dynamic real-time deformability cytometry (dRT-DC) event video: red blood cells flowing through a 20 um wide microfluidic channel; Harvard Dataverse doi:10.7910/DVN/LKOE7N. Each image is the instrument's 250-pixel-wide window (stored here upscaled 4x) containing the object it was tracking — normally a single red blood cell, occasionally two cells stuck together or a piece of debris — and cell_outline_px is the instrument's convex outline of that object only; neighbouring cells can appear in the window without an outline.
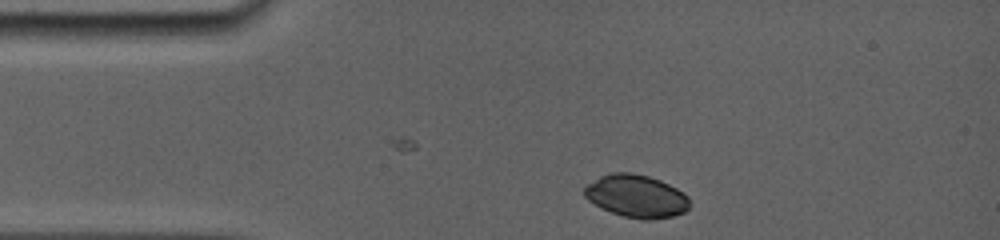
{"species": "common noctule bat (a hibernating species)", "species_latin": "Nyctalus noctula", "temperature_condition": "room temperature", "stored_images_in_passage": 21, "camera_frame_rate_fps": 5000, "um_per_image_px": 0.085, "animal": {"sex": "female", "body_mass_g": 19.0, "forearm_length_mm": 56.7}, "frame": {"image": 1, "passage_image": 1, "time_ms": 0.0, "image_size_px": [1000, 240], "cell_outline_px": [[688, 208], [684, 212], [672, 216], [652, 220], [640, 220], [624, 216], [612, 212], [588, 200], [584, 196], [584, 188], [588, 184], [600, 176], [612, 172], [632, 172], [648, 176], [660, 180], [684, 192], [688, 196]], "centroid_in_image_um": [54.09, 16.67], "position_along_channel_um": 30.9, "area_um2": 26.07}}
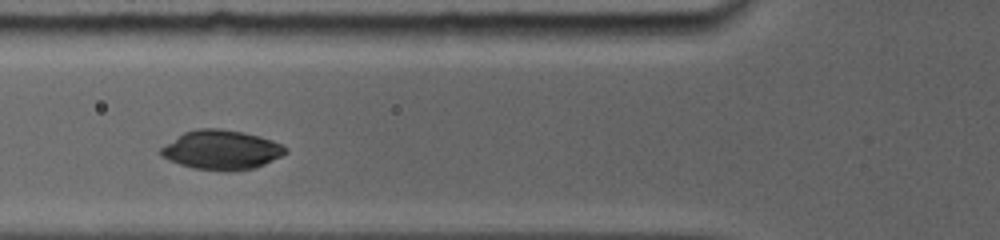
{"frame": {"image": 2, "passage_image": 10, "time_ms": 3.0, "image_size_px": [1000, 240], "cell_outline_px": [[288, 152], [256, 168], [232, 172], [224, 172], [192, 168], [168, 160], [160, 156], [160, 148], [164, 144], [184, 132], [196, 128], [220, 128], [244, 132], [260, 136], [272, 140], [288, 148]], "centroid_in_image_um": [18.8, 12.75], "position_along_channel_um": 107.0, "area_um2": 29.02}}
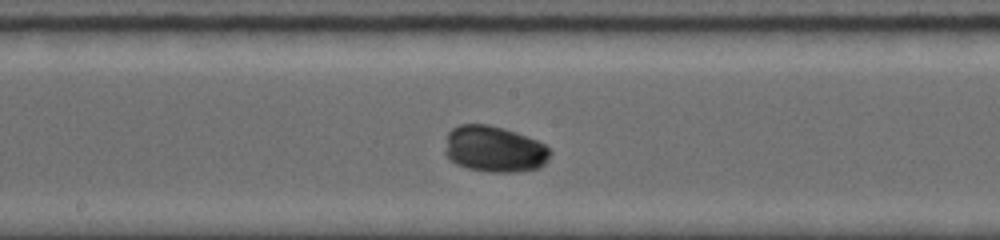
{"frame": {"image": 3, "passage_image": 18, "time_ms": 5.6, "image_size_px": [1000, 240], "cell_outline_px": [[552, 152], [548, 160], [540, 168], [520, 172], [492, 172], [468, 168], [456, 164], [444, 152], [444, 136], [452, 128], [460, 124], [488, 124], [504, 128], [516, 132], [536, 140], [544, 144]], "centroid_in_image_um": [42.0, 12.67], "position_along_channel_um": 206.2, "area_um2": 28.67}}